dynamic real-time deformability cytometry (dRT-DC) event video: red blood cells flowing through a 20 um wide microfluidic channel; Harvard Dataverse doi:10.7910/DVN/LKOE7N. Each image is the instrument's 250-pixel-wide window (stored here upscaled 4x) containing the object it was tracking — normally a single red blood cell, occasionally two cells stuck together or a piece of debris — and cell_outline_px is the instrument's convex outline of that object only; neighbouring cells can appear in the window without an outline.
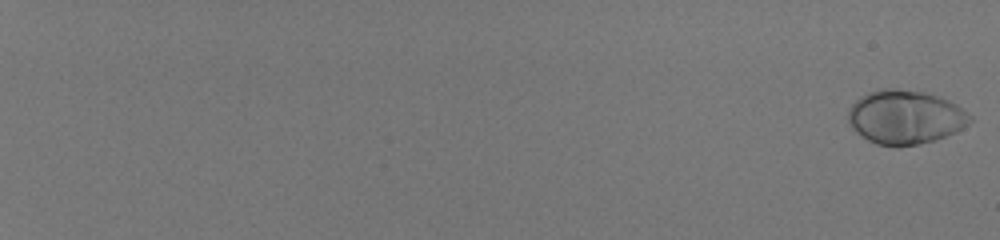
{"species": "human", "species_latin": "Homo sapiens", "temperature_condition": "room temperature", "stored_images_in_passage": 58, "camera_frame_rate_fps": 3000, "um_per_image_px": 0.085, "donor": {"sex": "male"}, "frame": {"image": 1, "passage_image": 1, "time_ms": 0.0, "image_size_px": [1000, 240], "cell_outline_px": [[972, 120], [968, 124], [956, 132], [920, 144], [900, 148], [896, 148], [876, 144], [860, 136], [852, 128], [848, 120], [848, 108], [860, 96], [884, 88], [896, 88], [924, 92], [948, 100], [956, 104], [972, 116]], "centroid_in_image_um": [76.92, 9.98], "position_along_channel_um": 8.1, "area_um2": 38.49}}
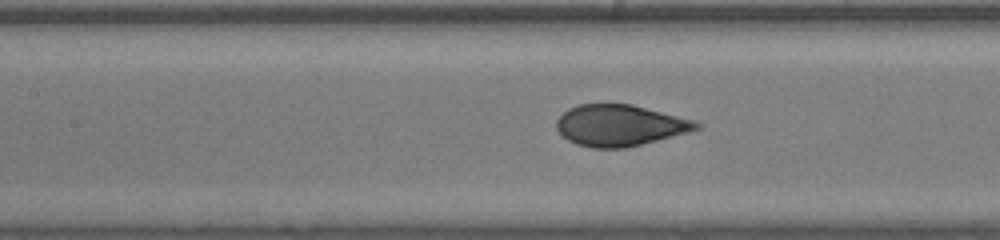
{"frame": {"image": 2, "passage_image": 34, "time_ms": 11.0, "image_size_px": [1000, 240], "cell_outline_px": [[700, 128], [688, 132], [624, 148], [592, 148], [576, 144], [568, 140], [556, 128], [556, 120], [568, 108], [580, 104], [632, 104], [696, 120], [700, 124]], "centroid_in_image_um": [52.68, 10.65], "position_along_channel_um": 154.7, "area_um2": 33.47}}
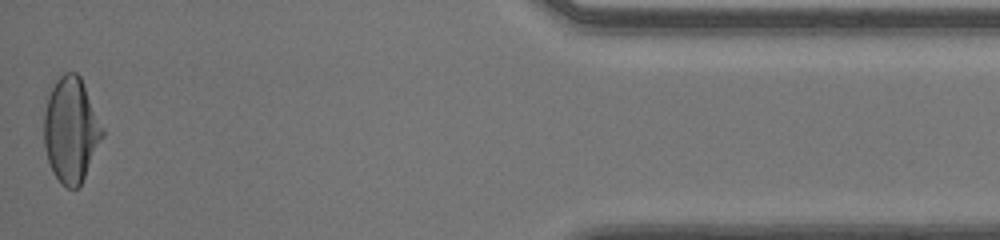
{"frame": {"image": 3, "passage_image": 58, "time_ms": 19.0, "image_size_px": [1000, 240], "cell_outline_px": [[104, 136], [80, 188], [68, 188], [60, 184], [52, 172], [44, 148], [44, 112], [48, 84], [64, 72], [76, 72], [80, 76], [104, 128]], "centroid_in_image_um": [6.01, 11.02], "position_along_channel_um": 429.2, "area_um2": 36.76}, "authors_computed_cell_mechanics": {"area_um2": 35.0846, "velocity_mm_per_s": 4.0661, "shape_relaxation_time_tau1_ms": 4.5037, "shape_relaxation_time_tau2_ms": null, "deformation_change_tau1": 0.2201, "deformation_change_tau2": null}}